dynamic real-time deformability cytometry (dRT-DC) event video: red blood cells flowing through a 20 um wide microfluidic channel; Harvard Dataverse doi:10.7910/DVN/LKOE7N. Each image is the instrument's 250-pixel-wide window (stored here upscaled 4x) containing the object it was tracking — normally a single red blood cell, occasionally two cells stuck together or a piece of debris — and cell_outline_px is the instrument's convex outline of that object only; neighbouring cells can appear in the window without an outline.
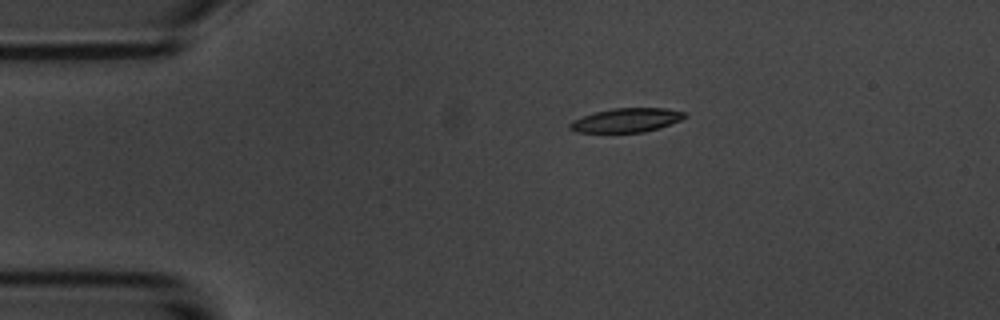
{"species": "common noctule bat (a hibernating species)", "species_latin": "Nyctalus noctula", "temperature_condition": "room temperature", "stored_images_in_passage": 2, "camera_frame_rate_fps": 3000, "um_per_image_px": 0.085, "animal": {"sex": "male", "body_mass_g": 20.1, "forearm_length_mm": 53.5}, "frame": {"image": 1, "passage_image": 1, "time_ms": 0.0, "image_size_px": [1000, 320], "cell_outline_px": [[688, 116], [680, 120], [660, 128], [644, 132], [576, 132], [568, 128], [568, 124], [572, 120], [596, 112], [616, 108], [664, 108], [688, 112]], "centroid_in_image_um": [53.28, 10.22], "position_along_channel_um": 31.7, "area_um2": 16.07}}